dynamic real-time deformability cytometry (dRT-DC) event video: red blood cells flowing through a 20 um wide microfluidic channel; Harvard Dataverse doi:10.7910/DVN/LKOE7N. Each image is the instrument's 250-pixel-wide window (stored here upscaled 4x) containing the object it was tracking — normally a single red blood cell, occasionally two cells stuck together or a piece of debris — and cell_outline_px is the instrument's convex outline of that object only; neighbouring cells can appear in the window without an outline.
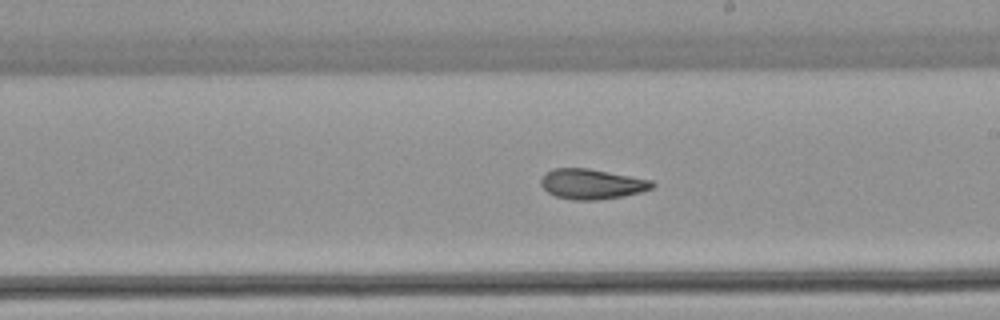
{"species": "common noctule bat (a hibernating species)", "species_latin": "Nyctalus noctula", "temperature_condition": "warm", "stored_images_in_passage": 27, "camera_frame_rate_fps": 3000, "um_per_image_px": 0.085, "animal": {"sex": "female", "body_mass_g": 22.7, "forearm_length_mm": 54.2}, "frame": {"image": 1, "passage_image": 16, "time_ms": 5.0, "image_size_px": [1000, 320], "cell_outline_px": [[656, 184], [652, 188], [640, 192], [624, 196], [596, 200], [572, 200], [556, 196], [548, 192], [540, 184], [540, 180], [544, 172], [552, 168], [588, 168], [652, 180]], "centroid_in_image_um": [50.28, 15.63], "position_along_channel_um": 238.7, "area_um2": 19.65}}
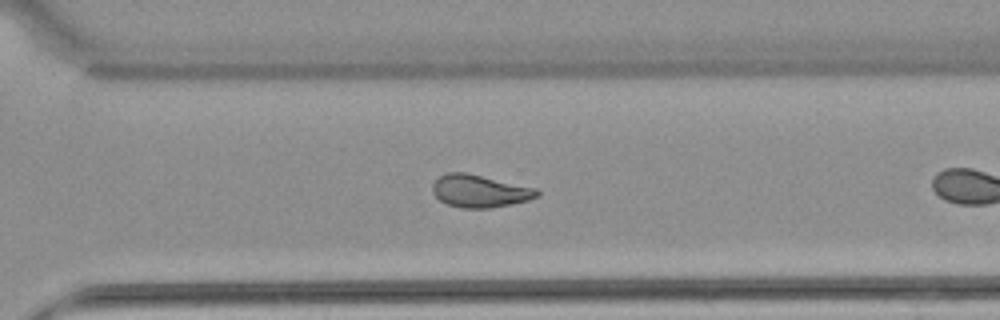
{"frame": {"image": 2, "passage_image": 23, "time_ms": 7.333, "image_size_px": [1000, 320], "cell_outline_px": [[540, 196], [528, 200], [488, 208], [460, 208], [448, 204], [440, 200], [432, 192], [432, 184], [440, 176], [448, 172], [468, 172], [536, 188], [540, 192]], "centroid_in_image_um": [40.77, 16.23], "position_along_channel_um": 329.8, "area_um2": 19.83}}